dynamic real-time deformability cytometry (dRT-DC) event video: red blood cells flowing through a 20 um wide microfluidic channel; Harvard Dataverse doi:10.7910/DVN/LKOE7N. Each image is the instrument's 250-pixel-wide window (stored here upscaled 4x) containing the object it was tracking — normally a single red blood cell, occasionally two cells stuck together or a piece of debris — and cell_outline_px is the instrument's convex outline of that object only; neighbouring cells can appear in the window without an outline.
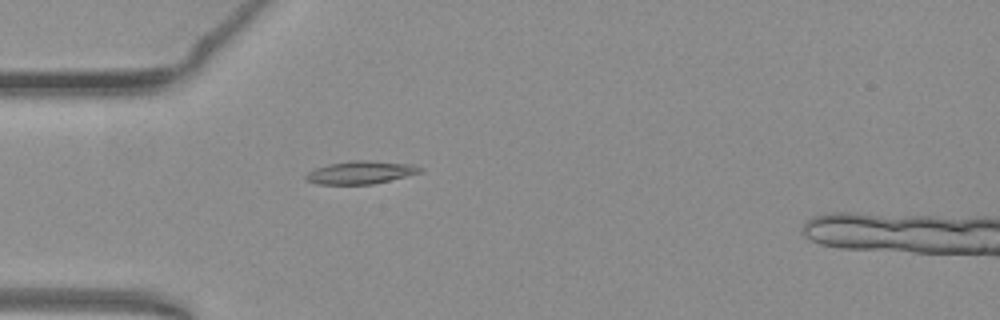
{"species": "common noctule bat (a hibernating species)", "species_latin": "Nyctalus noctula", "temperature_condition": "warm", "stored_images_in_passage": 38, "camera_frame_rate_fps": 3000, "um_per_image_px": 0.085, "animal": {"sex": "female", "body_mass_g": 19.3, "forearm_length_mm": 54.1}, "frame": {"image": 1, "passage_image": 4, "time_ms": 1.0, "image_size_px": [1000, 320], "cell_outline_px": [[424, 168], [420, 172], [372, 184], [316, 184], [308, 180], [304, 176], [308, 172], [316, 168], [328, 164], [348, 160], [364, 160], [412, 164]], "centroid_in_image_um": [30.62, 14.64], "position_along_channel_um": 54.4, "area_um2": 15.03}}
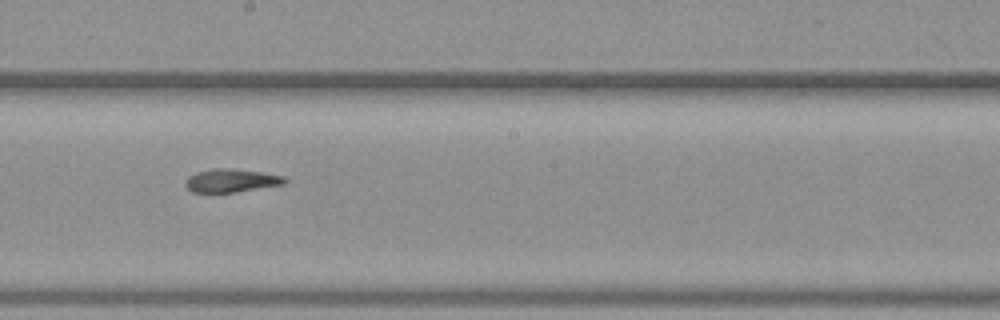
{"frame": {"image": 2, "passage_image": 18, "time_ms": 5.667, "image_size_px": [1000, 320], "cell_outline_px": [[288, 180], [284, 184], [236, 192], [192, 192], [184, 184], [184, 180], [188, 176], [196, 172], [212, 168], [232, 168], [260, 172], [284, 176]], "centroid_in_image_um": [19.63, 15.34], "position_along_channel_um": 228.6, "area_um2": 13.53}}
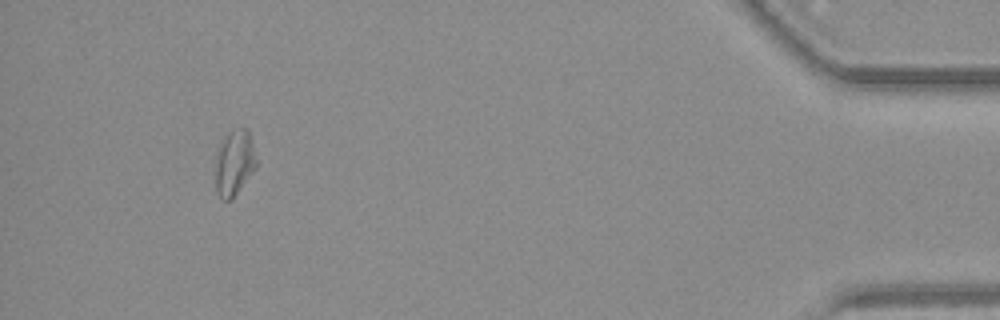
{"frame": {"image": 3, "passage_image": 38, "time_ms": 12.333, "image_size_px": [1000, 320], "cell_outline_px": [[256, 168], [232, 200], [224, 200], [216, 192], [216, 152], [220, 144], [236, 128], [248, 128], [256, 160]], "centroid_in_image_um": [19.92, 13.88], "position_along_channel_um": 415.3, "area_um2": 15.37}, "authors_computed_cell_mechanics": {"area_um2": 13.2651, "velocity_mm_per_s": 3.8737, "shape_relaxation_time_tau1_ms": null, "shape_relaxation_time_tau2_ms": 10.8069, "deformation_change_tau1": null, "deformation_change_tau2": 0.2318}}